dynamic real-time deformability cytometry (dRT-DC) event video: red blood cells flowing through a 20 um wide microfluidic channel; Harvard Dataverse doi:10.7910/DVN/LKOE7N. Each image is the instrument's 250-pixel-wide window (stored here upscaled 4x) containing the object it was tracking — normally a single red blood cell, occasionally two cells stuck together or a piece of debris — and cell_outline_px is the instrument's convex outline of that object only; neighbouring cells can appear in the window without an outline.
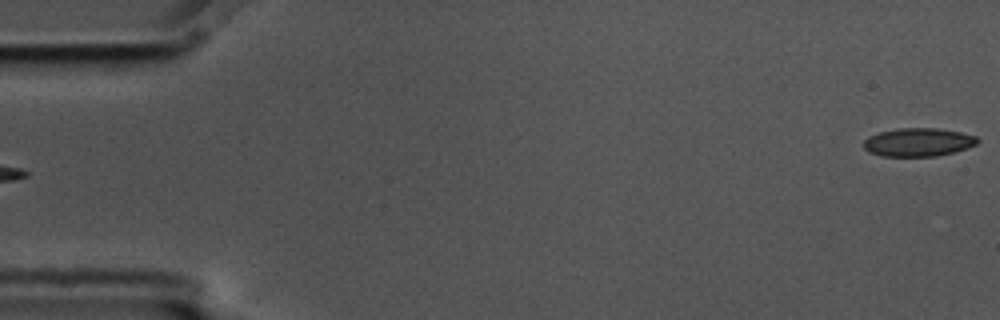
{"species": "common noctule bat (a hibernating species)", "species_latin": "Nyctalus noctula", "temperature_condition": "cold", "stored_images_in_passage": 6, "camera_frame_rate_fps": 3000, "um_per_image_px": 0.085, "animal": {"sex": "male", "body_mass_g": 17.5, "forearm_length_mm": 52.3}, "frame": {"image": 1, "passage_image": 6, "time_ms": 1.667, "image_size_px": [1000, 320], "cell_outline_px": [[980, 140], [976, 144], [968, 148], [936, 156], [880, 156], [868, 152], [864, 148], [864, 140], [868, 136], [880, 132], [896, 128], [936, 128], [960, 132], [976, 136]], "centroid_in_image_um": [78.03, 12.08], "position_along_channel_um": 7.0, "area_um2": 18.84}}